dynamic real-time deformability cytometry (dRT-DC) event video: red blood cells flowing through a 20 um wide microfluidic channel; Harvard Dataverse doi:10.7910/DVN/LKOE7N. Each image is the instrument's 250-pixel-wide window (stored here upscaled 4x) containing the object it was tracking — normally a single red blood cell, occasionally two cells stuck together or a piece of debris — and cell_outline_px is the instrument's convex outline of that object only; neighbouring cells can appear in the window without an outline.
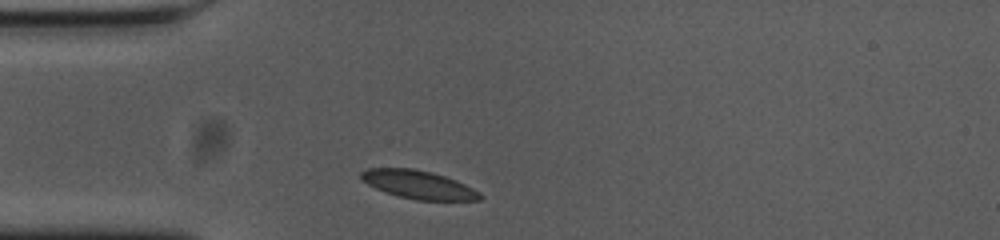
{"species": "common noctule bat (a hibernating species)", "species_latin": "Nyctalus noctula", "temperature_condition": "cold", "stored_images_in_passage": 31, "camera_frame_rate_fps": 3000, "um_per_image_px": 0.085, "animal": {"sex": "female", "body_mass_g": 23.0, "forearm_length_mm": 53.4}, "frame": {"image": 1, "passage_image": 1, "time_ms": 0.0, "image_size_px": [1000, 240], "cell_outline_px": [[484, 196], [480, 200], [416, 200], [384, 192], [360, 180], [360, 172], [368, 168], [412, 168], [432, 172], [456, 180], [480, 192]], "centroid_in_image_um": [35.55, 15.69], "position_along_channel_um": 49.4, "area_um2": 19.59}}
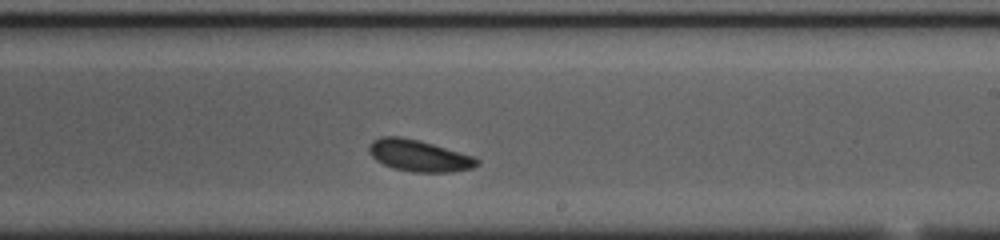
{"frame": {"image": 2, "passage_image": 19, "time_ms": 6.0, "image_size_px": [1000, 240], "cell_outline_px": [[480, 164], [472, 168], [452, 172], [412, 172], [392, 168], [376, 160], [372, 156], [368, 148], [368, 144], [372, 140], [380, 136], [400, 136], [432, 144], [472, 156], [480, 160]], "centroid_in_image_um": [35.58, 13.24], "position_along_channel_um": 253.4, "area_um2": 19.77}}
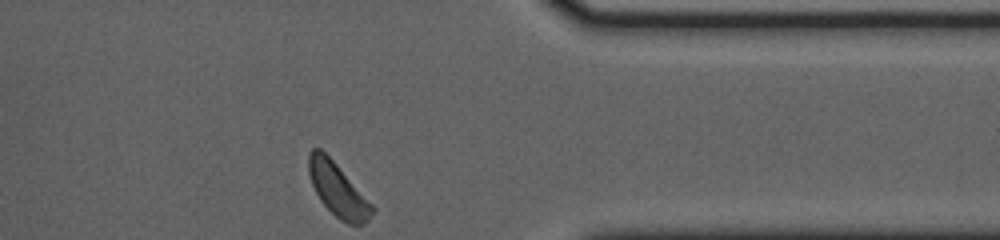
{"frame": {"image": 3, "passage_image": 31, "time_ms": 10.0, "image_size_px": [1000, 240], "cell_outline_px": [[376, 208], [368, 220], [364, 224], [348, 224], [340, 220], [320, 200], [312, 184], [308, 172], [308, 152], [312, 148], [320, 148], [336, 164]], "centroid_in_image_um": [28.71, 16.13], "position_along_channel_um": 382.7, "area_um2": 19.42}, "authors_computed_cell_mechanics": {"area_um2": 19.652, "velocity_mm_per_s": 3.5823, "shape_relaxation_time_tau1_ms": 7.4684, "shape_relaxation_time_tau2_ms": null, "deformation_change_tau1": 0.1474, "deformation_change_tau2": null}}